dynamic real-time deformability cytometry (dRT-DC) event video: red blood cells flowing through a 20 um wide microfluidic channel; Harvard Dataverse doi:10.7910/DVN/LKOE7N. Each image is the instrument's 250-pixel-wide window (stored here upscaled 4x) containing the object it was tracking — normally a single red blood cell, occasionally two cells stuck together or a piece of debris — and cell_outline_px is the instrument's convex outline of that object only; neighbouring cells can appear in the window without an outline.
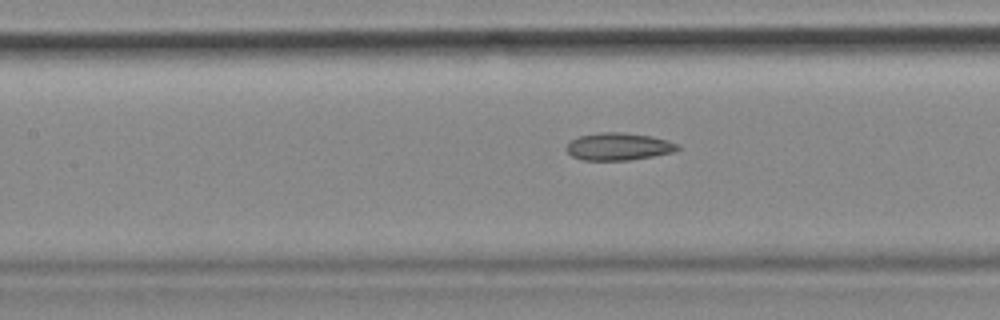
{"species": "common noctule bat (a hibernating species)", "species_latin": "Nyctalus noctula", "temperature_condition": "cold", "stored_images_in_passage": 55, "camera_frame_rate_fps": 3000, "um_per_image_px": 0.085, "animal": {"sex": "female", "body_mass_g": 18.4}, "frame": {"image": 1, "passage_image": 24, "time_ms": 7.667, "image_size_px": [1000, 320], "cell_outline_px": [[680, 148], [676, 152], [628, 160], [584, 160], [572, 156], [564, 148], [572, 140], [580, 136], [600, 132], [620, 132], [652, 136], [668, 140], [680, 144]], "centroid_in_image_um": [52.62, 12.45], "position_along_channel_um": 154.8, "area_um2": 17.8}, "authors_computed_cell_mechanics": {"area_um2": 18.496, "velocity_mm_per_s": 3.6553, "shape_relaxation_time_tau1_ms": null, "shape_relaxation_time_tau2_ms": 3.1607, "deformation_change_tau1": null, "deformation_change_tau2": 0.1002}}